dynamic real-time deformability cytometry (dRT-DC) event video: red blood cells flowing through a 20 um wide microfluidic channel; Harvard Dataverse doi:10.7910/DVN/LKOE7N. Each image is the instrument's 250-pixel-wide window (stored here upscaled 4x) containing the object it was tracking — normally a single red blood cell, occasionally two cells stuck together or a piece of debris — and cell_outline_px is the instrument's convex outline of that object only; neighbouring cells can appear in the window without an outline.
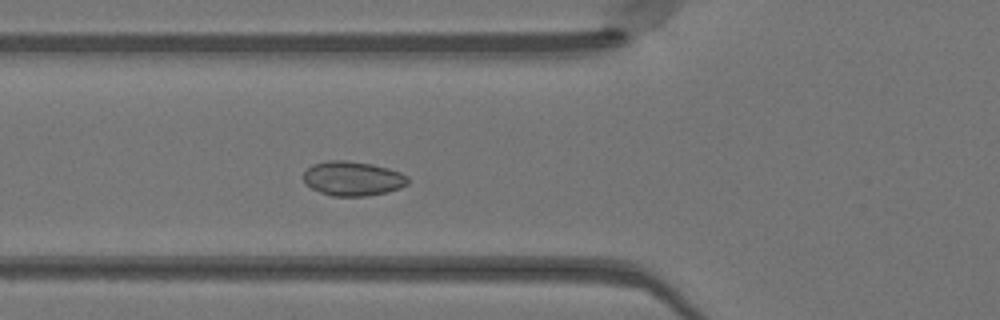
{"species": "Egyptian fruit bat (a non-hibernating species)", "species_latin": "Rousettus aegyptiacus", "temperature_condition": "warm", "stored_images_in_passage": 46, "camera_frame_rate_fps": 3000, "um_per_image_px": 0.085, "animal": {"sex": "female"}, "frame": {"image": 1, "passage_image": 15, "time_ms": 4.667, "image_size_px": [1000, 320], "cell_outline_px": [[408, 184], [400, 188], [388, 192], [364, 196], [332, 196], [320, 192], [312, 188], [304, 180], [304, 172], [312, 164], [328, 160], [344, 160], [372, 164], [388, 168], [400, 172], [408, 176]], "centroid_in_image_um": [30.0, 15.17], "position_along_channel_um": 95.8, "area_um2": 20.92}}
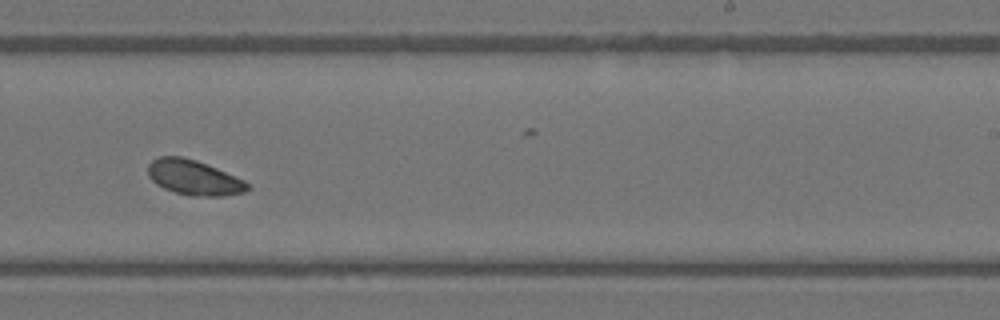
{"frame": {"image": 2, "passage_image": 28, "time_ms": 9.0, "image_size_px": [1000, 320], "cell_outline_px": [[252, 188], [244, 192], [224, 196], [188, 196], [164, 188], [156, 184], [148, 176], [148, 164], [152, 160], [160, 156], [180, 156], [196, 160], [216, 168], [244, 180]], "centroid_in_image_um": [16.47, 15.1], "position_along_channel_um": 272.5, "area_um2": 20.29}}
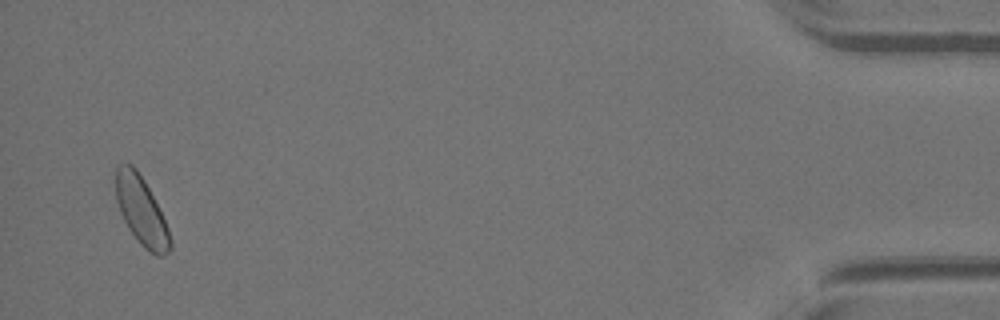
{"frame": {"image": 3, "passage_image": 45, "time_ms": 14.667, "image_size_px": [1000, 320], "cell_outline_px": [[172, 248], [164, 256], [156, 256], [148, 252], [140, 244], [128, 228], [120, 212], [116, 200], [116, 164], [132, 164], [136, 168], [144, 180], [168, 228], [172, 240]], "centroid_in_image_um": [12.01, 17.96], "position_along_channel_um": 423.2, "area_um2": 21.56}, "authors_computed_cell_mechanics": {"area_um2": 20.6057, "velocity_mm_per_s": 4.0847, "shape_relaxation_time_tau1_ms": 1.0242, "shape_relaxation_time_tau2_ms": null, "deformation_change_tau1": 0.0106, "deformation_change_tau2": null}}